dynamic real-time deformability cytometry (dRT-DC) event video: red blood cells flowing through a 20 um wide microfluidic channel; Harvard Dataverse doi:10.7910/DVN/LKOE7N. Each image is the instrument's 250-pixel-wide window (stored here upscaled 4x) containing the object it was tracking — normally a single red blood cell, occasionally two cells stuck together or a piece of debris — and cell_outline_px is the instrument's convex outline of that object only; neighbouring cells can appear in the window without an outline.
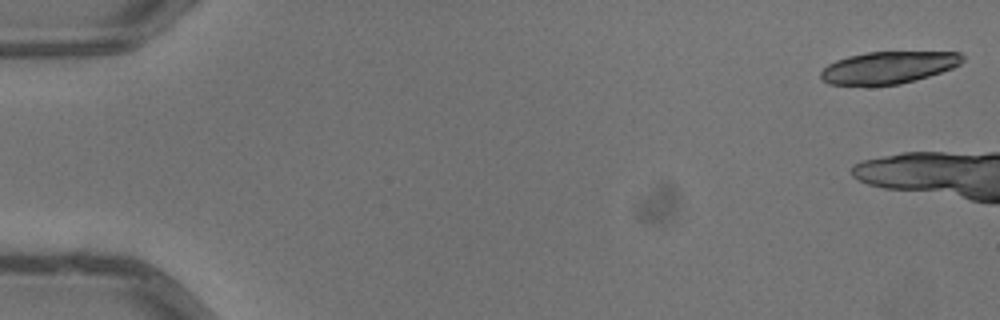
{"species": "common noctule bat (a hibernating species)", "species_latin": "Nyctalus noctula", "temperature_condition": "warm", "stored_images_in_passage": 4, "segment_of_instrument_passage": [2, 2], "camera_frame_rate_fps": 3000, "um_per_image_px": 0.085, "animal": {"sex": "male", "body_mass_g": 13.3}, "frame": {"image": 1, "passage_image": 4, "time_ms": 1.0, "image_size_px": [1000, 320], "cell_outline_px": [[964, 60], [960, 64], [952, 68], [928, 76], [900, 84], [828, 84], [820, 76], [820, 72], [828, 64], [836, 60], [848, 56], [868, 52], [960, 52], [964, 56]], "centroid_in_image_um": [75.53, 5.72], "position_along_channel_um": 9.5, "area_um2": 26.13}}